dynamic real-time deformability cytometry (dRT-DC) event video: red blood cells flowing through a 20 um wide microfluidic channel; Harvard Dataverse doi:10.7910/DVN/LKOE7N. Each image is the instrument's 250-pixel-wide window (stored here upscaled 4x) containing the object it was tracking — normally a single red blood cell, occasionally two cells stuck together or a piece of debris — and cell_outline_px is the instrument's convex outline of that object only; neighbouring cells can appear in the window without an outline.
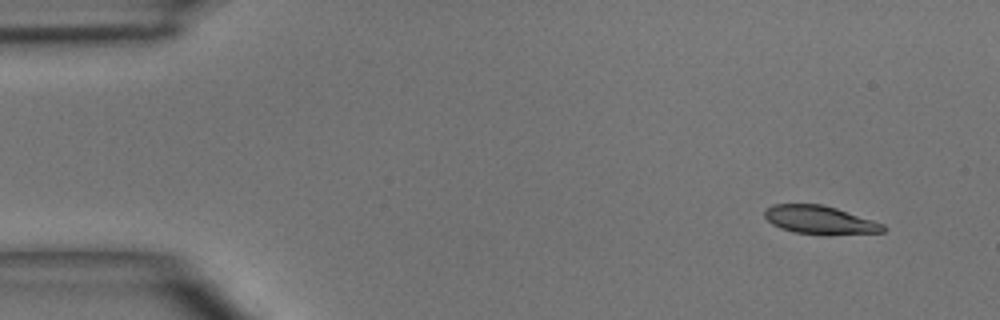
{"species": "common noctule bat (a hibernating species)", "species_latin": "Nyctalus noctula", "temperature_condition": "room temperature", "stored_images_in_passage": 5, "camera_frame_rate_fps": 3000, "um_per_image_px": 0.085, "animal": {"sex": "male", "body_mass_g": 15.6}, "frame": {"image": 1, "passage_image": 1, "time_ms": 0.0, "image_size_px": [1000, 320], "cell_outline_px": [[888, 228], [884, 232], [824, 236], [796, 232], [780, 228], [772, 224], [764, 216], [764, 208], [772, 204], [820, 204], [836, 208], [884, 224]], "centroid_in_image_um": [69.69, 18.71], "position_along_channel_um": 15.3, "area_um2": 19.88}}